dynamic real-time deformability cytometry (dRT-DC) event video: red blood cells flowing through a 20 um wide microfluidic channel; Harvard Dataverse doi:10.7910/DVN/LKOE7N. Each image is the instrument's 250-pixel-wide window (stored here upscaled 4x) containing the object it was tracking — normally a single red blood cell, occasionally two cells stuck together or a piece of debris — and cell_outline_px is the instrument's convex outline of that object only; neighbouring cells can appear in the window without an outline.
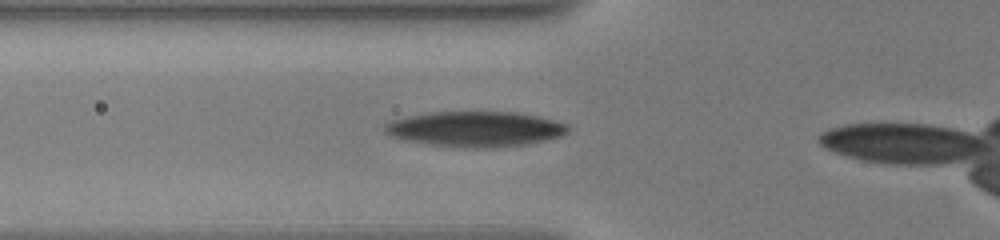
{"species": "human", "species_latin": "Homo sapiens", "temperature_condition": "warm", "stored_images_in_passage": 5, "camera_frame_rate_fps": 3000, "um_per_image_px": 0.085, "donor": {"sex": "male"}, "frame": {"image": 1, "passage_image": 4, "time_ms": 1.667, "image_size_px": [1000, 240], "cell_outline_px": [[568, 132], [560, 136], [528, 144], [492, 148], [464, 148], [428, 144], [408, 140], [392, 136], [384, 132], [384, 124], [392, 120], [408, 116], [428, 112], [516, 112], [536, 116], [568, 124]], "centroid_in_image_um": [40.39, 10.97], "position_along_channel_um": 85.4, "area_um2": 37.63}}